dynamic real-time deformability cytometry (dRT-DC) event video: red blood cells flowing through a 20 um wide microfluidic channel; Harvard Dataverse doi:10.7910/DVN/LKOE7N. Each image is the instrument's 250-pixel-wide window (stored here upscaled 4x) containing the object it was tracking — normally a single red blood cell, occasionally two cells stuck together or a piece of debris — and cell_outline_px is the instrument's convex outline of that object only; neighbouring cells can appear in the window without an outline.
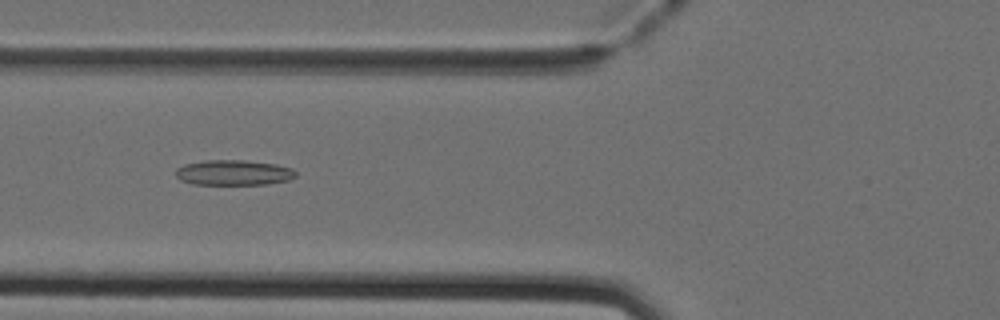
{"species": "Egyptian fruit bat (a non-hibernating species)", "species_latin": "Rousettus aegyptiacus", "temperature_condition": "cold", "stored_images_in_passage": 44, "camera_frame_rate_fps": 3000, "um_per_image_px": 0.085, "animal": {"sex": "female"}, "frame": {"image": 1, "passage_image": 13, "time_ms": 4.0, "image_size_px": [1000, 320], "cell_outline_px": [[296, 176], [284, 180], [260, 184], [200, 184], [184, 180], [176, 172], [180, 168], [188, 164], [216, 160], [232, 160], [272, 164], [288, 168], [296, 172]], "centroid_in_image_um": [19.9, 14.68], "position_along_channel_um": 105.9, "area_um2": 16.36}}
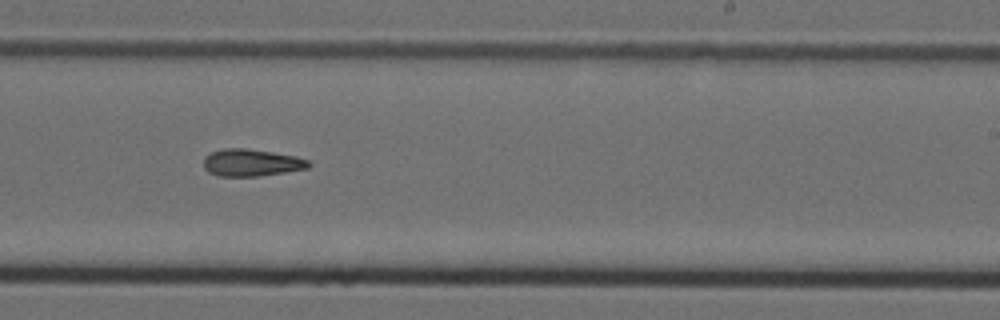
{"frame": {"image": 2, "passage_image": 25, "time_ms": 8.0, "image_size_px": [1000, 320], "cell_outline_px": [[308, 164], [304, 168], [280, 172], [252, 176], [220, 176], [212, 172], [204, 164], [204, 160], [212, 152], [232, 148], [240, 148], [268, 152], [292, 156], [308, 160]], "centroid_in_image_um": [21.33, 13.82], "position_along_channel_um": 267.7, "area_um2": 15.37}}
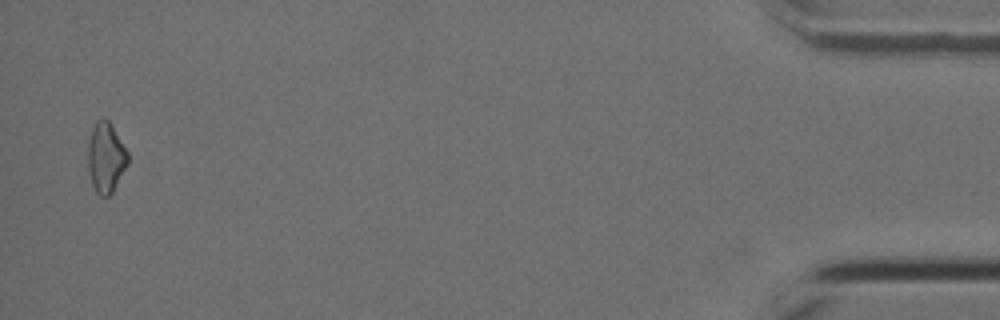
{"frame": {"image": 3, "passage_image": 43, "time_ms": 14.0, "image_size_px": [1000, 320], "cell_outline_px": [[128, 160], [112, 192], [108, 196], [100, 196], [96, 192], [92, 180], [88, 164], [88, 152], [92, 132], [96, 124], [100, 120], [108, 120], [128, 152]], "centroid_in_image_um": [9.01, 13.42], "position_along_channel_um": 426.2, "area_um2": 15.32}}